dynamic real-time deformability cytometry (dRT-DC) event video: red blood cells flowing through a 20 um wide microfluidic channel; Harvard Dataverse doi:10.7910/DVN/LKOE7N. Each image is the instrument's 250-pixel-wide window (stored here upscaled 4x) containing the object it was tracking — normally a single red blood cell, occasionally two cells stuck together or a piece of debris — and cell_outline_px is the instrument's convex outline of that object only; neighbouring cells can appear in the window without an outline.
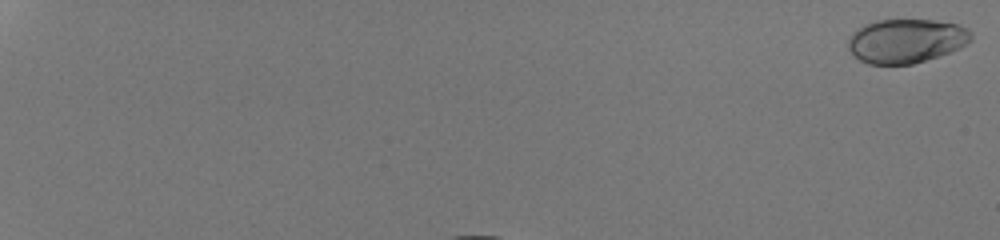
{"species": "human", "species_latin": "Homo sapiens", "temperature_condition": "room temperature", "stored_images_in_passage": 12, "camera_frame_rate_fps": 3000, "um_per_image_px": 0.085, "donor": {"sex": "male"}, "frame": {"image": 1, "passage_image": 1, "time_ms": 0.0, "image_size_px": [1000, 240], "cell_outline_px": [[972, 40], [968, 44], [960, 48], [912, 64], [868, 64], [860, 60], [848, 48], [848, 40], [852, 32], [864, 24], [876, 20], [932, 20], [956, 24], [972, 32]], "centroid_in_image_um": [77.01, 3.47], "position_along_channel_um": 8.0, "area_um2": 31.39}}